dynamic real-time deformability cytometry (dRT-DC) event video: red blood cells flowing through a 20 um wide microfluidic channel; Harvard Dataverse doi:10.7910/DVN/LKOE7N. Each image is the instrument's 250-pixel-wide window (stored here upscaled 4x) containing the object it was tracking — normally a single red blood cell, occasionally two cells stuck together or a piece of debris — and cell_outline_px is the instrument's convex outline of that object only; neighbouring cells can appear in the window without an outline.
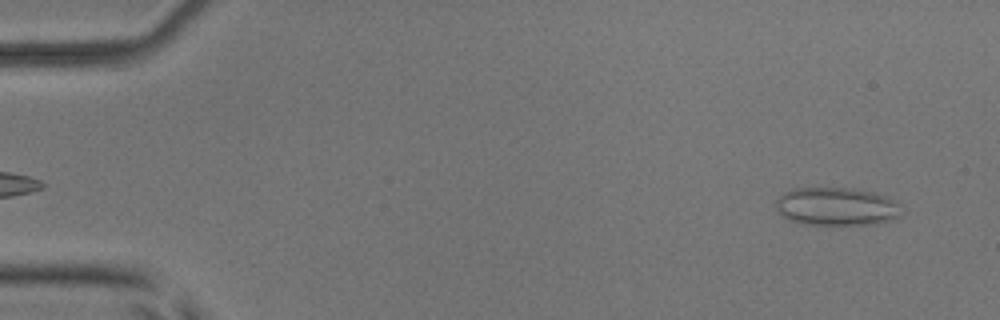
{"species": "common noctule bat (a hibernating species)", "species_latin": "Nyctalus noctula", "temperature_condition": "room temperature", "stored_images_in_passage": 5, "camera_frame_rate_fps": 3000, "um_per_image_px": 0.085, "animal": {"sex": "male", "body_mass_g": 17.9, "forearm_length_mm": 54.2}, "frame": {"image": 1, "passage_image": 5, "time_ms": 4.667, "image_size_px": [1000, 320], "cell_outline_px": [[900, 216], [876, 224], [808, 224], [792, 220], [784, 216], [776, 208], [776, 200], [784, 192], [792, 188], [852, 188], [876, 192], [888, 196], [896, 200], [900, 204]], "centroid_in_image_um": [71.15, 17.53], "position_along_channel_um": 13.9, "area_um2": 27.86}}